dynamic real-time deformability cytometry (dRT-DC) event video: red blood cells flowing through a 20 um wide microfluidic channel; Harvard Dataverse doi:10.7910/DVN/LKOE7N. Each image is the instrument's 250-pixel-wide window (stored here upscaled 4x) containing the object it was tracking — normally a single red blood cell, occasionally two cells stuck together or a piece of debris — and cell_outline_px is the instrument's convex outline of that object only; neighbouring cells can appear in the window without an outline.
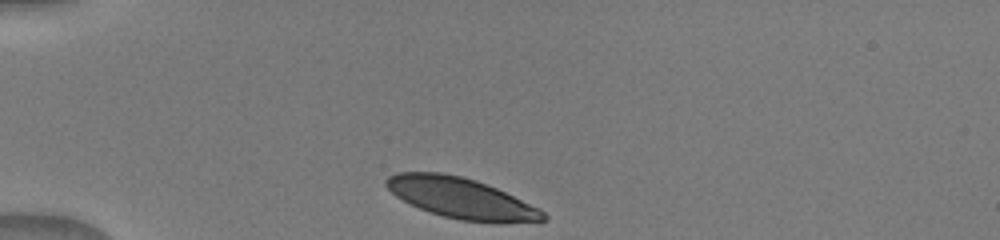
{"species": "human", "species_latin": "Homo sapiens", "temperature_condition": "warm", "stored_images_in_passage": 24, "camera_frame_rate_fps": 3000, "um_per_image_px": 0.085, "donor": {"sex": "male"}, "frame": {"image": 1, "passage_image": 1, "time_ms": 0.0, "image_size_px": [1000, 240], "cell_outline_px": [[548, 220], [500, 224], [460, 220], [444, 216], [420, 208], [396, 196], [384, 184], [384, 180], [388, 176], [396, 172], [440, 172], [460, 176], [476, 180], [496, 188], [540, 208], [548, 216]], "centroid_in_image_um": [39.24, 16.85], "position_along_channel_um": 45.8, "area_um2": 37.22}}
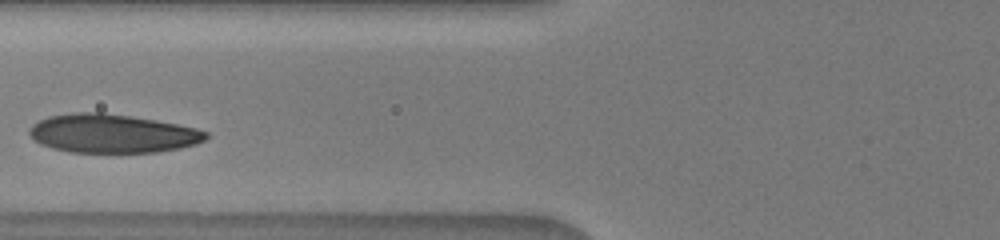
{"frame": {"image": 2, "passage_image": 6, "time_ms": 2.667, "image_size_px": [1000, 240], "cell_outline_px": [[208, 136], [204, 140], [196, 144], [180, 148], [156, 152], [68, 152], [52, 148], [40, 144], [32, 140], [28, 132], [32, 124], [48, 116], [72, 112], [100, 112], [156, 120], [196, 128], [208, 132]], "centroid_in_image_um": [9.5, 11.35], "position_along_channel_um": 116.3, "area_um2": 39.82}}
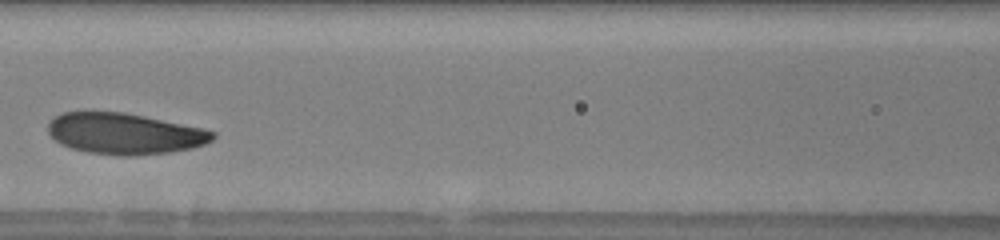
{"frame": {"image": 3, "passage_image": 8, "time_ms": 3.667, "image_size_px": [1000, 240], "cell_outline_px": [[216, 136], [212, 140], [204, 144], [192, 148], [172, 152], [136, 156], [120, 156], [88, 152], [72, 148], [60, 144], [48, 132], [48, 124], [56, 116], [64, 112], [124, 112], [144, 116], [200, 128], [216, 132]], "centroid_in_image_um": [10.6, 11.37], "position_along_channel_um": 156.0, "area_um2": 39.25}}